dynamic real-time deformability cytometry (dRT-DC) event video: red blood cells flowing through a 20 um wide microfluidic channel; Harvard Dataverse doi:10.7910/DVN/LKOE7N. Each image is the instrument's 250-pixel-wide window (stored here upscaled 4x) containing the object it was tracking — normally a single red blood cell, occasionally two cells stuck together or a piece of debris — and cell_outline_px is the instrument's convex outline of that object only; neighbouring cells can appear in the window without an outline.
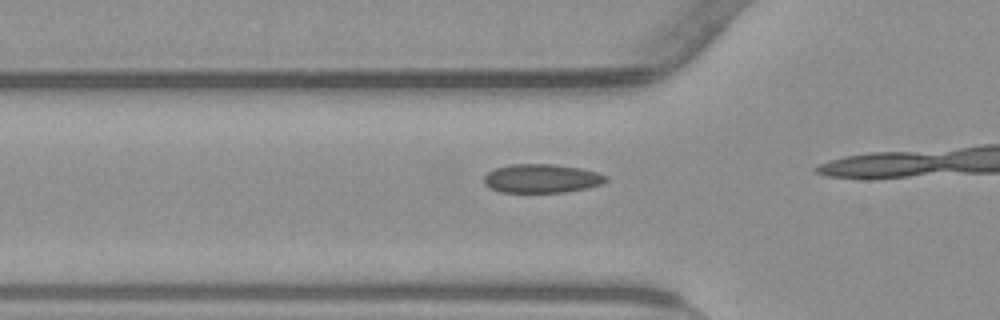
{"species": "common noctule bat (a hibernating species)", "species_latin": "Nyctalus noctula", "temperature_condition": "warm", "stored_images_in_passage": 8, "camera_frame_rate_fps": 3000, "um_per_image_px": 0.085, "animal": {"sex": "male", "body_mass_g": 23.1, "forearm_length_mm": 52.7}, "frame": {"image": 1, "passage_image": 6, "time_ms": 1.667, "image_size_px": [1000, 320], "cell_outline_px": [[608, 180], [600, 184], [584, 188], [564, 192], [500, 192], [488, 188], [484, 184], [484, 176], [488, 172], [496, 168], [508, 164], [552, 164], [580, 168], [600, 172], [608, 176]], "centroid_in_image_um": [46.02, 15.16], "position_along_channel_um": 79.8, "area_um2": 20.52}}